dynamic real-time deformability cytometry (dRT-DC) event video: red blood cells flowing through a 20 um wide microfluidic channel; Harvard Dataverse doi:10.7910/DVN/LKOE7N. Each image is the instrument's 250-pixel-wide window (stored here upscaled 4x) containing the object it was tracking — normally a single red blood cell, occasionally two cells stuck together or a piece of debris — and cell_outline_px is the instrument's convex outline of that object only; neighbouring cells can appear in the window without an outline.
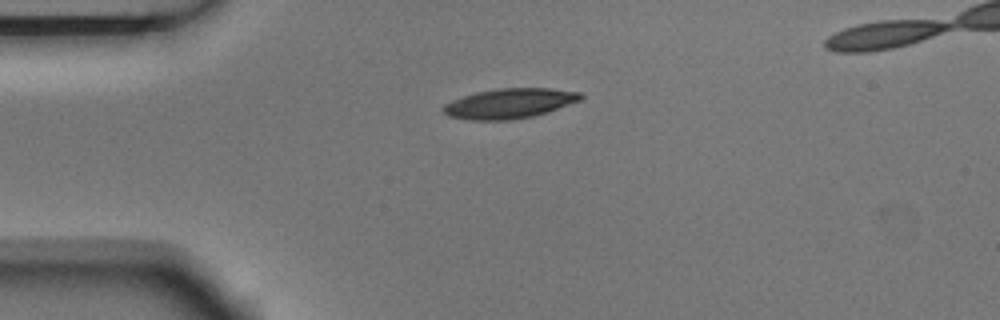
{"species": "Egyptian fruit bat (a non-hibernating species)", "species_latin": "Rousettus aegyptiacus", "temperature_condition": "room temperature", "stored_images_in_passage": 7, "camera_frame_rate_fps": 3000, "um_per_image_px": 0.085, "animal": {"sex": "male"}, "frame": {"image": 1, "passage_image": 1, "time_ms": 0.0, "image_size_px": [1000, 320], "cell_outline_px": [[584, 96], [580, 100], [548, 112], [532, 116], [512, 120], [468, 120], [448, 116], [440, 108], [444, 104], [452, 100], [476, 92], [500, 88], [548, 88], [580, 92]], "centroid_in_image_um": [43.28, 8.8], "position_along_channel_um": 41.7, "area_um2": 23.99}}
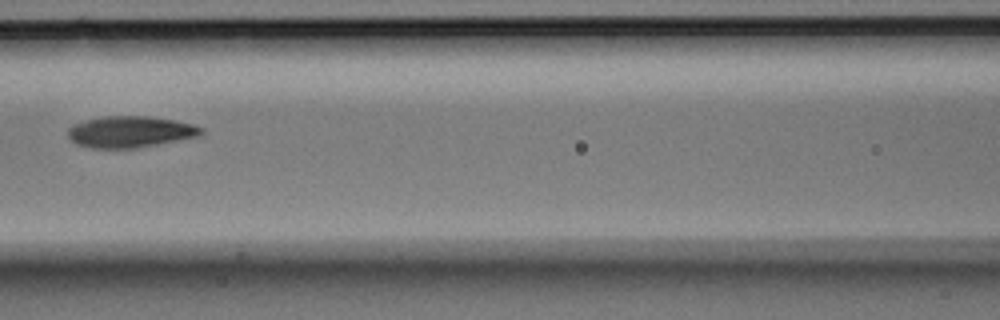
{"frame": {"image": 2, "passage_image": 4, "time_ms": 1.0, "image_size_px": [1000, 320], "cell_outline_px": [[204, 132], [200, 136], [136, 148], [88, 148], [76, 144], [68, 136], [68, 128], [72, 124], [104, 116], [148, 116], [176, 120], [196, 124], [204, 128]], "centroid_in_image_um": [11.11, 11.2], "position_along_channel_um": 155.5, "area_um2": 24.57}}
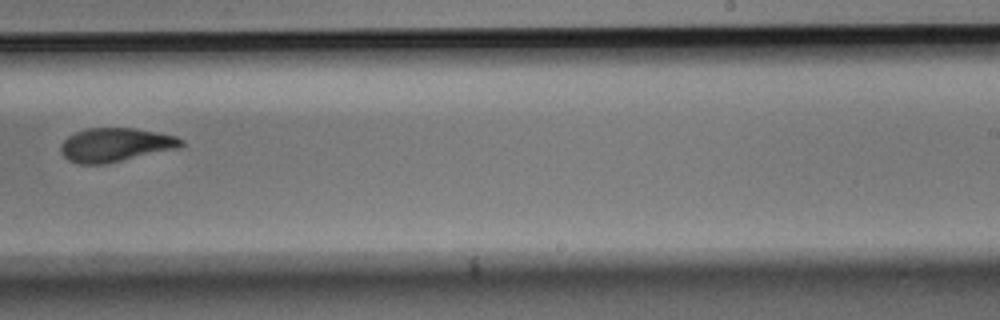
{"frame": {"image": 3, "passage_image": 7, "time_ms": 2.0, "image_size_px": [1000, 320], "cell_outline_px": [[184, 144], [180, 148], [104, 164], [80, 164], [68, 160], [60, 152], [60, 144], [68, 136], [84, 128], [136, 128], [176, 136], [184, 140]], "centroid_in_image_um": [9.81, 12.31], "position_along_channel_um": 279.2, "area_um2": 23.81}}